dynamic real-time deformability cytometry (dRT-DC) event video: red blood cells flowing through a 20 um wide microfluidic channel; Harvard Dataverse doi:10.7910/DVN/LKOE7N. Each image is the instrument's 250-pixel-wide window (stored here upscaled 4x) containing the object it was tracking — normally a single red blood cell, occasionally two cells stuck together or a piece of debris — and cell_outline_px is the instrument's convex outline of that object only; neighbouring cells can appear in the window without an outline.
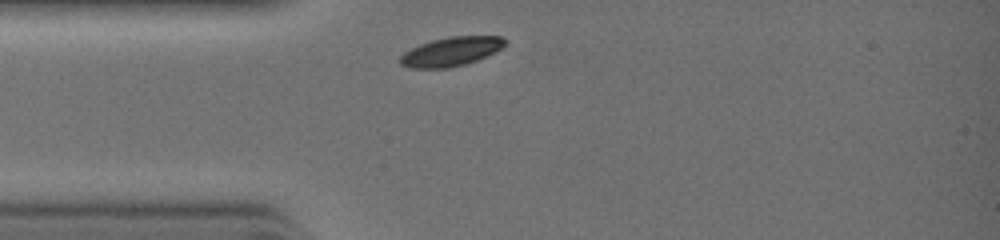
{"species": "common noctule bat (a hibernating species)", "species_latin": "Nyctalus noctula", "temperature_condition": "warm", "stored_images_in_passage": 20, "camera_frame_rate_fps": 3000, "um_per_image_px": 0.085, "animal": {"sex": "female", "body_mass_g": 19.0, "forearm_length_mm": 51.5}, "frame": {"image": 1, "passage_image": 1, "time_ms": 0.0, "image_size_px": [1000, 240], "cell_outline_px": [[504, 44], [496, 52], [476, 60], [464, 64], [448, 68], [408, 68], [400, 64], [396, 60], [404, 52], [420, 44], [432, 40], [448, 36], [500, 36], [504, 40]], "centroid_in_image_um": [38.27, 4.39], "position_along_channel_um": 46.7, "area_um2": 17.69}}
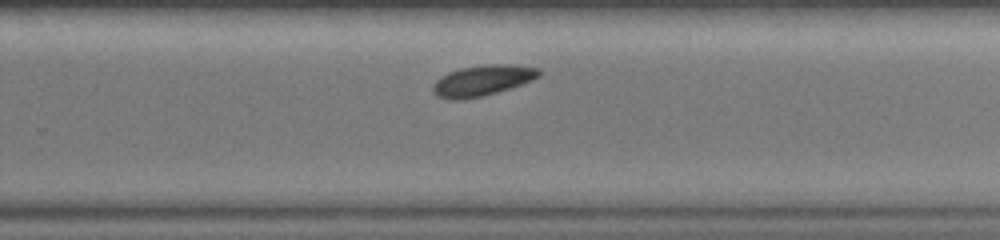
{"frame": {"image": 2, "passage_image": 14, "time_ms": 4.333, "image_size_px": [1000, 240], "cell_outline_px": [[540, 76], [532, 80], [496, 92], [480, 96], [460, 100], [448, 100], [436, 96], [432, 92], [432, 88], [436, 80], [460, 68], [488, 64], [512, 64], [540, 68]], "centroid_in_image_um": [41.0, 6.84], "position_along_channel_um": 288.8, "area_um2": 18.73}}
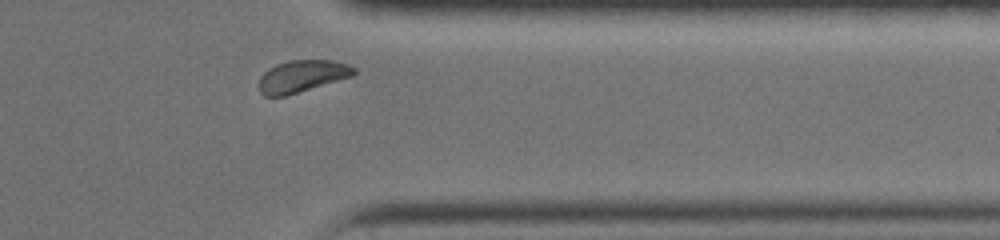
{"frame": {"image": 3, "passage_image": 19, "time_ms": 6.0, "image_size_px": [1000, 240], "cell_outline_px": [[360, 72], [356, 76], [284, 96], [264, 96], [260, 92], [260, 76], [268, 68], [276, 64], [288, 60], [336, 60], [348, 64], [356, 68]], "centroid_in_image_um": [25.76, 6.46], "position_along_channel_um": 385.6, "area_um2": 18.09}}